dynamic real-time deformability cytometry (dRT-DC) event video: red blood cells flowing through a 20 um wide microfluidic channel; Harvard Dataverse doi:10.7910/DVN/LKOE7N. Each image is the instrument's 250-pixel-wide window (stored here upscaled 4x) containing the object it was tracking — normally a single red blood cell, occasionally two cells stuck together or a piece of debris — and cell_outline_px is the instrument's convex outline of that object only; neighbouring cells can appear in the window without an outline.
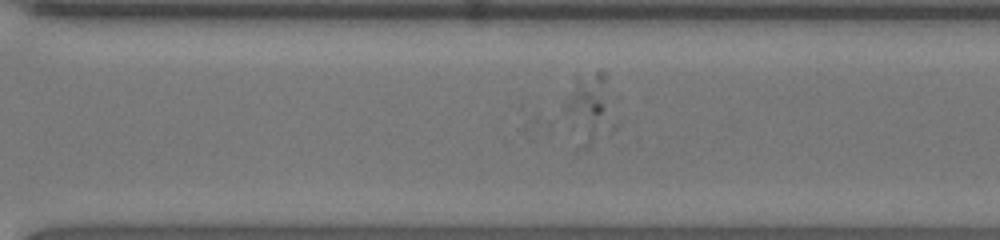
{"species": "human", "species_latin": "Homo sapiens", "temperature_condition": "room temperature", "stored_images_in_passage": 40, "camera_frame_rate_fps": 3000, "um_per_image_px": 0.085, "donor": {"sex": "female"}, "frame": {"image": 1, "passage_image": 25, "time_ms": 8.0, "image_size_px": [1000, 240], "cell_outline_px": [[620, 124], [612, 132], [588, 152], [576, 156], [564, 108], [564, 104], [576, 76], [596, 72], [604, 72], [608, 76]], "centroid_in_image_um": [50.2, 9.45], "position_along_channel_um": 320.4, "area_um2": 23.35}}